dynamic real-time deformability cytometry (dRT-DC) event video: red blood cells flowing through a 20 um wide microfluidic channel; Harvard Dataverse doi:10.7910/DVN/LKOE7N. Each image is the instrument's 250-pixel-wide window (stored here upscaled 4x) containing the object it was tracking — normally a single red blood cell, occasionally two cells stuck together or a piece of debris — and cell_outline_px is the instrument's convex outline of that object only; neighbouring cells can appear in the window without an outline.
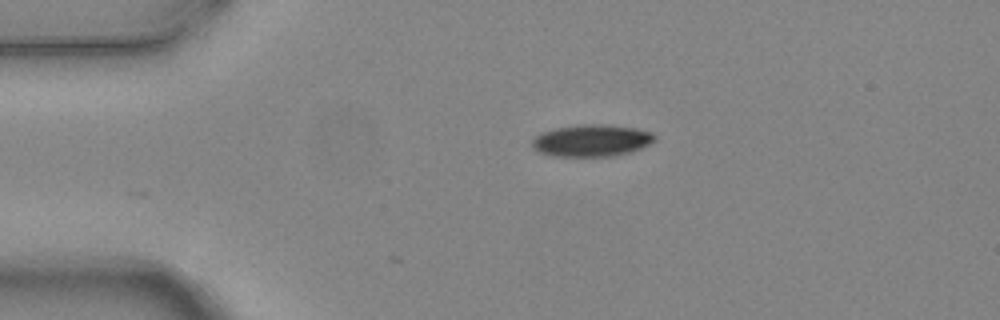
{"species": "common noctule bat (a hibernating species)", "species_latin": "Nyctalus noctula", "temperature_condition": "warm", "stored_images_in_passage": 2, "camera_frame_rate_fps": 3000, "um_per_image_px": 0.085, "animal": {"sex": "female", "body_mass_g": 24.6, "forearm_length_mm": 56.2}, "frame": {"image": 1, "passage_image": 1, "time_ms": 0.0, "image_size_px": [1000, 320], "cell_outline_px": [[656, 140], [632, 152], [612, 156], [552, 156], [540, 152], [532, 148], [532, 140], [536, 136], [544, 132], [556, 128], [580, 124], [600, 124], [636, 128], [652, 132], [656, 136]], "centroid_in_image_um": [50.3, 11.95], "position_along_channel_um": 34.7, "area_um2": 22.77}}